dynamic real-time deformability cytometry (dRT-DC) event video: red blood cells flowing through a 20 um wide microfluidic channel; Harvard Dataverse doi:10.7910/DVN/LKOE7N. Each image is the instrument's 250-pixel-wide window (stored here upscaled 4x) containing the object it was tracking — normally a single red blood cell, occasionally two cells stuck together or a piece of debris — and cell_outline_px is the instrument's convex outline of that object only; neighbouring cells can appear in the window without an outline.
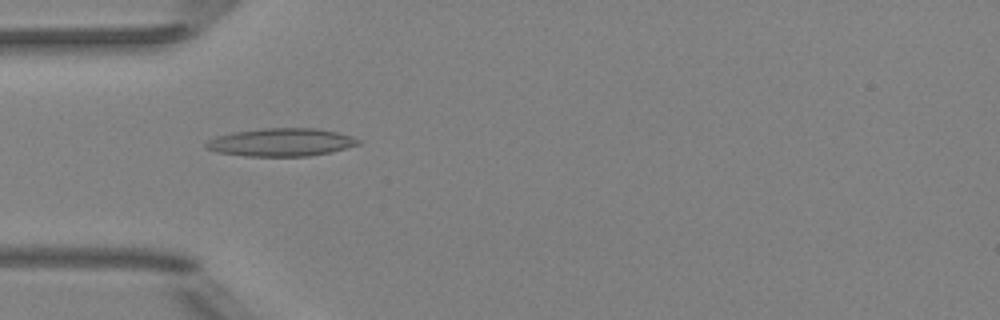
{"species": "Egyptian fruit bat (a non-hibernating species)", "species_latin": "Rousettus aegyptiacus", "temperature_condition": "room temperature", "stored_images_in_passage": 5, "camera_frame_rate_fps": 3000, "um_per_image_px": 0.085, "animal": {"sex": "female"}, "frame": {"image": 1, "passage_image": 4, "time_ms": 4.333, "image_size_px": [1000, 320], "cell_outline_px": [[360, 144], [328, 152], [308, 156], [248, 156], [216, 152], [204, 148], [204, 144], [208, 140], [216, 136], [232, 132], [260, 128], [316, 128], [336, 132], [352, 136], [360, 140]], "centroid_in_image_um": [23.84, 12.08], "position_along_channel_um": 61.2, "area_um2": 24.8}}
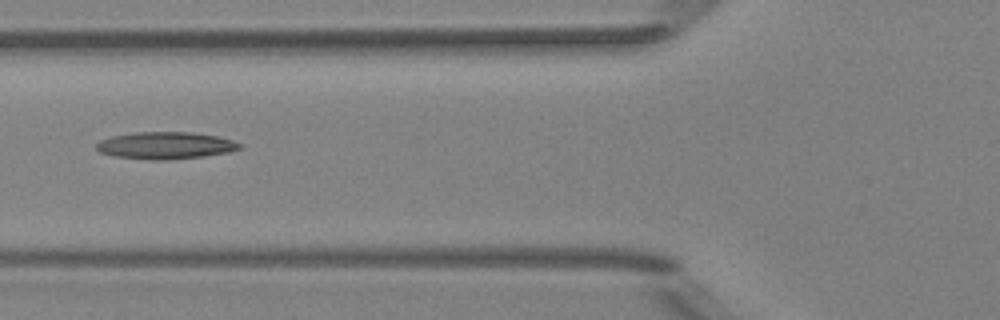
{"frame": {"image": 2, "passage_image": 5, "time_ms": 5.667, "image_size_px": [1000, 320], "cell_outline_px": [[244, 144], [240, 148], [228, 152], [204, 156], [172, 160], [148, 160], [112, 156], [100, 152], [96, 148], [96, 144], [100, 140], [112, 136], [136, 132], [192, 132], [216, 136], [232, 140]], "centroid_in_image_um": [14.06, 12.37], "position_along_channel_um": 111.7, "area_um2": 22.77}}